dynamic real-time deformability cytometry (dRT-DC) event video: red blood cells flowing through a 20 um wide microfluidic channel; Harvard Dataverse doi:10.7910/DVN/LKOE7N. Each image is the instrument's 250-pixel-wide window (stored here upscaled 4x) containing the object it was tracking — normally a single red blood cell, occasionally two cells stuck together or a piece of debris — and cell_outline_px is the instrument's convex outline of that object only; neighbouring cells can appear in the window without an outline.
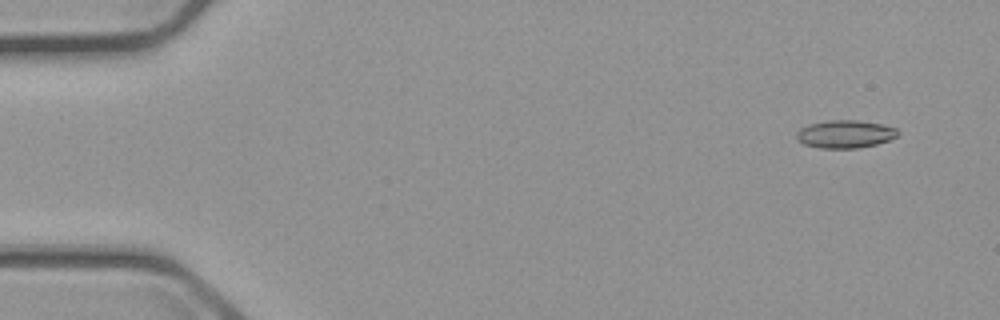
{"species": "common noctule bat (a hibernating species)", "species_latin": "Nyctalus noctula", "temperature_condition": "cold", "stored_images_in_passage": 5, "camera_frame_rate_fps": 3000, "um_per_image_px": 0.085, "animal": {"sex": "male", "body_mass_g": 23.1, "forearm_length_mm": 52.7}, "frame": {"image": 1, "passage_image": 2, "time_ms": 1.0, "image_size_px": [1000, 320], "cell_outline_px": [[900, 136], [876, 144], [860, 148], [820, 148], [804, 144], [796, 140], [796, 132], [800, 128], [808, 124], [828, 120], [860, 120], [880, 124], [896, 128], [900, 132]], "centroid_in_image_um": [71.83, 11.39], "position_along_channel_um": 13.2, "area_um2": 16.65}}